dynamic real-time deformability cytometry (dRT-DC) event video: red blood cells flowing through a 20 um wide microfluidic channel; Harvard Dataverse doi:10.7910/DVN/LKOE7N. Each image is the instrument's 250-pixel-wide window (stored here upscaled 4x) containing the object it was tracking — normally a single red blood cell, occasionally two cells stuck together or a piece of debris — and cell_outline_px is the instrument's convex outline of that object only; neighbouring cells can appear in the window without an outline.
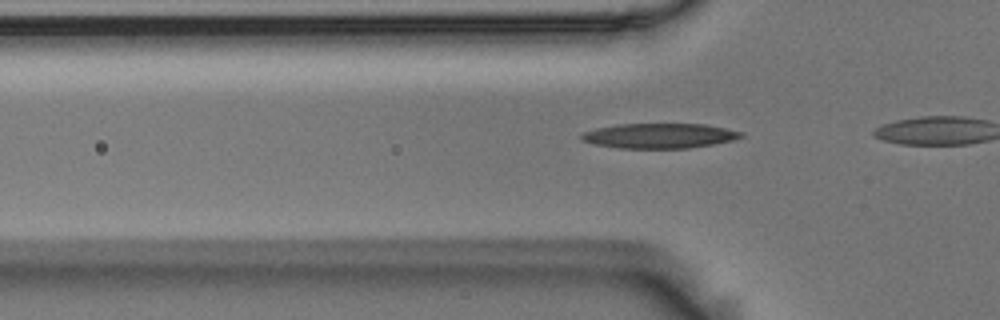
{"species": "Egyptian fruit bat (a non-hibernating species)", "species_latin": "Rousettus aegyptiacus", "temperature_condition": "room temperature", "stored_images_in_passage": 18, "camera_frame_rate_fps": 3000, "um_per_image_px": 0.085, "animal": {"sex": "male"}, "frame": {"image": 1, "passage_image": 13, "time_ms": 4.0, "image_size_px": [1000, 320], "cell_outline_px": [[744, 136], [732, 140], [712, 144], [688, 148], [620, 148], [596, 144], [580, 140], [580, 136], [584, 132], [596, 128], [616, 124], [704, 124], [744, 132]], "centroid_in_image_um": [56.04, 11.54], "position_along_channel_um": 69.8, "area_um2": 23.06}}